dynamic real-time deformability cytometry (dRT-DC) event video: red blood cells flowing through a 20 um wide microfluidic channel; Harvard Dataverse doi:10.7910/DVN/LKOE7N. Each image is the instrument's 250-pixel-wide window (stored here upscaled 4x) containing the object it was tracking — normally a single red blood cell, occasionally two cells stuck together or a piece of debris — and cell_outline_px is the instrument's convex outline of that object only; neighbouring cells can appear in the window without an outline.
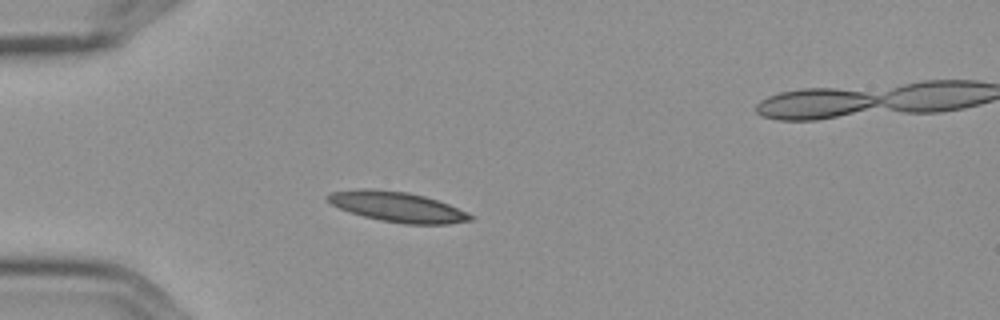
{"species": "Egyptian fruit bat (a non-hibernating species)", "species_latin": "Rousettus aegyptiacus", "temperature_condition": "cold", "stored_images_in_passage": 6, "camera_frame_rate_fps": 3000, "um_per_image_px": 0.085, "frame": {"image": 1, "passage_image": 5, "time_ms": 1.333, "image_size_px": [1000, 320], "cell_outline_px": [[472, 220], [448, 224], [404, 224], [380, 220], [348, 212], [332, 204], [324, 196], [328, 192], [356, 188], [372, 188], [408, 192], [424, 196], [448, 204], [468, 212], [472, 216]], "centroid_in_image_um": [33.72, 17.56], "position_along_channel_um": 51.3, "area_um2": 25.2}}